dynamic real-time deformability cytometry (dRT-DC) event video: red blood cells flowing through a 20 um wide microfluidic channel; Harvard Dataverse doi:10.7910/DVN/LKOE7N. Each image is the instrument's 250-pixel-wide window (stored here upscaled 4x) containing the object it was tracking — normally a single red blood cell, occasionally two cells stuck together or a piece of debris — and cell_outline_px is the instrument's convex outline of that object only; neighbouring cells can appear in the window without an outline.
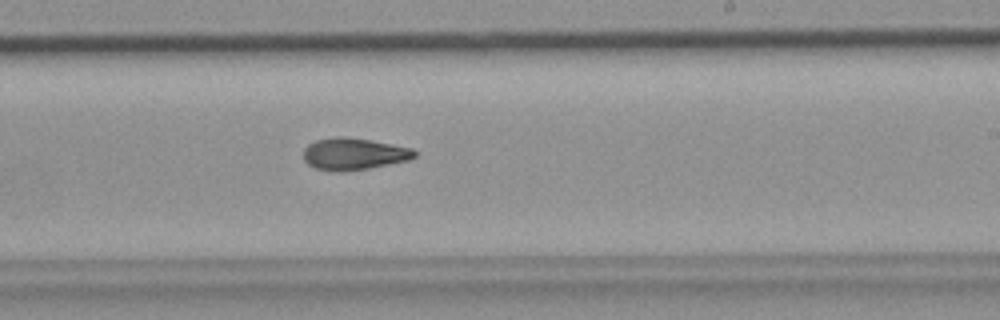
{"species": "common noctule bat (a hibernating species)", "species_latin": "Nyctalus noctula", "temperature_condition": "room temperature", "stored_images_in_passage": 36, "camera_frame_rate_fps": 3000, "um_per_image_px": 0.085, "animal": {"sex": "female", "body_mass_g": 19.9}, "frame": {"image": 1, "passage_image": 21, "time_ms": 6.667, "image_size_px": [1000, 320], "cell_outline_px": [[416, 156], [408, 160], [368, 168], [344, 172], [336, 172], [316, 168], [308, 164], [304, 160], [304, 148], [308, 144], [316, 140], [340, 136], [368, 140], [412, 148], [416, 152]], "centroid_in_image_um": [30.04, 13.09], "position_along_channel_um": 259.0, "area_um2": 20.4}}
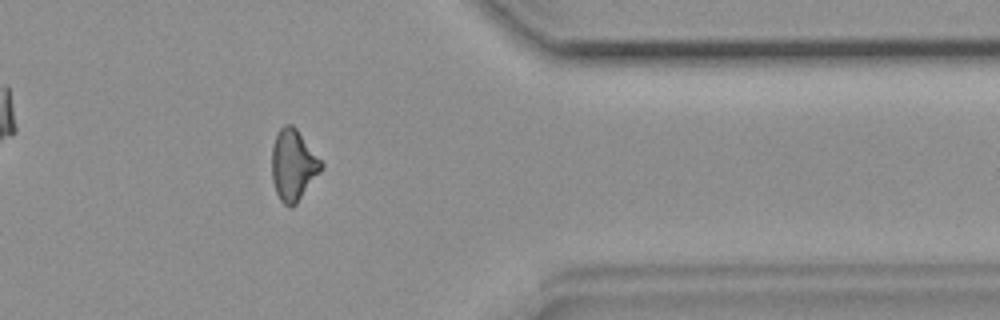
{"frame": {"image": 2, "passage_image": 31, "time_ms": 10.0, "image_size_px": [1000, 320], "cell_outline_px": [[324, 168], [296, 204], [292, 208], [284, 204], [280, 200], [276, 192], [272, 180], [272, 148], [276, 132], [284, 124], [292, 124], [296, 128], [324, 164]], "centroid_in_image_um": [24.92, 14.03], "position_along_channel_um": 386.5, "area_um2": 20.58}}